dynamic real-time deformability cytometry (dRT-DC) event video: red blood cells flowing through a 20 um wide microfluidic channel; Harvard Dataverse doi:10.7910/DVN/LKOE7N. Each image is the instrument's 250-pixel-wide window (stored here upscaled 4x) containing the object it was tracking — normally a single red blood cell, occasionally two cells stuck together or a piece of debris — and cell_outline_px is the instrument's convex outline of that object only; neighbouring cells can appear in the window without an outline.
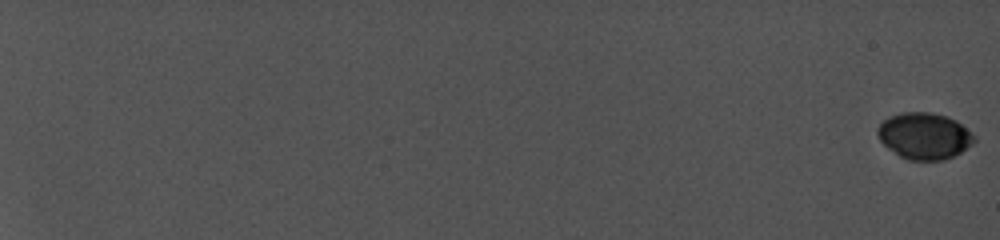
{"species": "common noctule bat (a hibernating species)", "species_latin": "Nyctalus noctula", "temperature_condition": "cold", "stored_images_in_passage": 13, "camera_frame_rate_fps": 5000, "um_per_image_px": 0.085, "animal": {"sex": "female", "body_mass_g": 19.0, "forearm_length_mm": 56.7}, "frame": {"image": 1, "passage_image": 1, "time_ms": 0.0, "image_size_px": [1000, 240], "cell_outline_px": [[976, 140], [972, 144], [960, 152], [944, 160], [908, 160], [900, 156], [888, 148], [880, 140], [876, 132], [876, 128], [884, 120], [900, 112], [928, 112], [948, 116], [956, 120], [976, 136]], "centroid_in_image_um": [78.57, 11.55], "position_along_channel_um": 6.4, "area_um2": 26.13}}
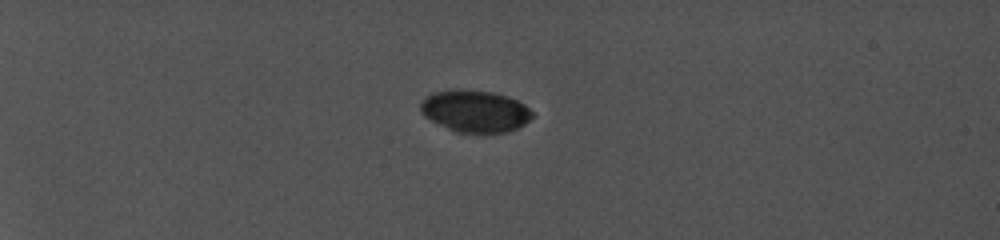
{"frame": {"image": 2, "passage_image": 10, "time_ms": 6.8, "image_size_px": [1000, 240], "cell_outline_px": [[532, 116], [524, 124], [508, 132], [484, 136], [480, 136], [456, 132], [424, 116], [420, 108], [420, 100], [432, 92], [460, 88], [492, 92], [508, 96], [524, 104], [532, 112]], "centroid_in_image_um": [40.37, 9.47], "position_along_channel_um": 44.6, "area_um2": 28.03}}
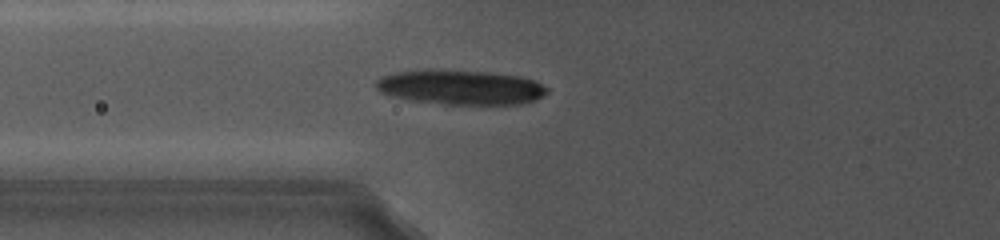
{"frame": {"image": 3, "passage_image": 13, "time_ms": 10.2, "image_size_px": [1000, 240], "cell_outline_px": [[548, 92], [536, 100], [520, 104], [444, 104], [408, 100], [392, 96], [380, 92], [376, 88], [376, 80], [380, 76], [392, 72], [424, 68], [432, 68], [488, 72], [520, 76], [536, 80], [548, 88]], "centroid_in_image_um": [39.1, 7.39], "position_along_channel_um": 86.7, "area_um2": 35.32}}